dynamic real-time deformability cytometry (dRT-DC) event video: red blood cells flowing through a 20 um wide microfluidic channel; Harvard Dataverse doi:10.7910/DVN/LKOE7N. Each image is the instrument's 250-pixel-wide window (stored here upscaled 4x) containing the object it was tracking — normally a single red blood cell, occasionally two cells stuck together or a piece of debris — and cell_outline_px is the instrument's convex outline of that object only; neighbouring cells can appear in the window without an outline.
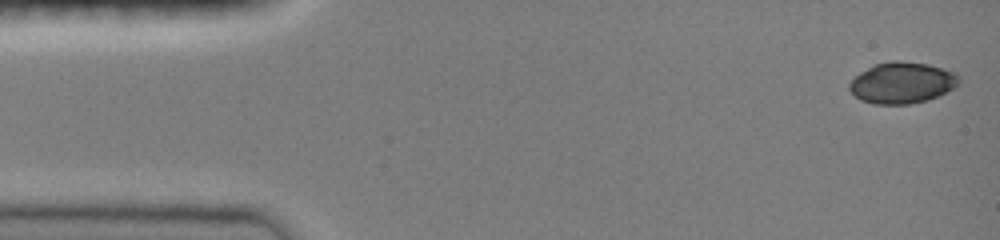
{"species": "common noctule bat (a hibernating species)", "species_latin": "Nyctalus noctula", "temperature_condition": "room temperature", "stored_images_in_passage": 14, "camera_frame_rate_fps": 3000, "um_per_image_px": 0.085, "animal": {"sex": "female", "body_mass_g": 19.0, "forearm_length_mm": 51.5}, "frame": {"image": 1, "passage_image": 1, "time_ms": 0.0, "image_size_px": [1000, 240], "cell_outline_px": [[960, 84], [928, 100], [908, 104], [872, 104], [860, 100], [848, 88], [848, 84], [860, 72], [872, 64], [892, 60], [900, 60], [928, 64], [956, 72], [960, 76]], "centroid_in_image_um": [76.67, 7.02], "position_along_channel_um": 8.3, "area_um2": 26.53}}
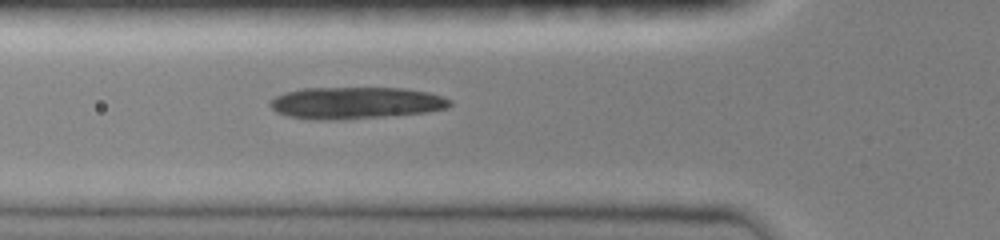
{"frame": {"image": 2, "passage_image": 10, "time_ms": 3.0, "image_size_px": [1000, 240], "cell_outline_px": [[452, 104], [448, 108], [424, 112], [384, 116], [336, 120], [316, 120], [284, 116], [276, 112], [268, 104], [276, 96], [284, 92], [304, 88], [404, 88], [428, 92], [444, 96], [452, 100]], "centroid_in_image_um": [30.22, 8.75], "position_along_channel_um": 95.6, "area_um2": 33.52}}
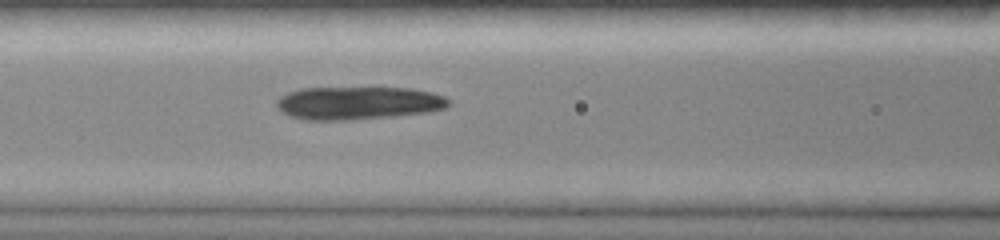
{"frame": {"image": 3, "passage_image": 12, "time_ms": 3.667, "image_size_px": [1000, 240], "cell_outline_px": [[452, 104], [448, 108], [428, 112], [396, 116], [352, 120], [304, 120], [288, 116], [276, 108], [276, 100], [280, 96], [288, 92], [300, 88], [412, 88], [432, 92], [444, 96]], "centroid_in_image_um": [30.44, 8.76], "position_along_channel_um": 136.2, "area_um2": 33.58}}